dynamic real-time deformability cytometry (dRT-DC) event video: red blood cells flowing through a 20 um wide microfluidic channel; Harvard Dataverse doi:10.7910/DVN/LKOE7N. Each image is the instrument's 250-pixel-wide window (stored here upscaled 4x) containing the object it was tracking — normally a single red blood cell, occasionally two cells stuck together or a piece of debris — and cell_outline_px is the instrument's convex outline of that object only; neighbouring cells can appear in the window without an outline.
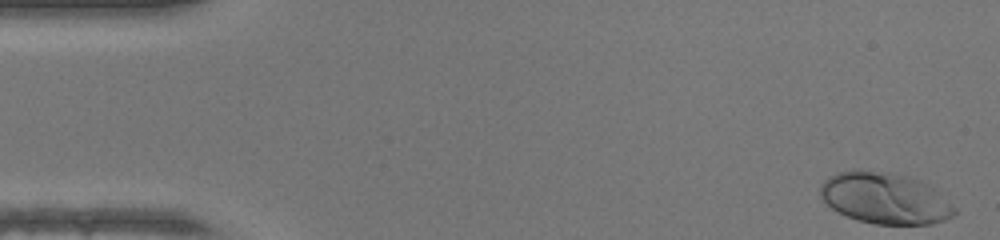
{"species": "human", "species_latin": "Homo sapiens", "temperature_condition": "warm", "stored_images_in_passage": 47, "camera_frame_rate_fps": 3000, "um_per_image_px": 0.085, "donor": {"sex": "female"}, "frame": {"image": 1, "passage_image": 1, "time_ms": 0.0, "image_size_px": [1000, 240], "cell_outline_px": [[956, 212], [952, 216], [944, 220], [932, 224], [876, 224], [860, 220], [836, 212], [820, 196], [820, 184], [828, 176], [852, 168], [856, 168], [888, 172], [908, 176], [920, 180], [928, 184], [956, 208]], "centroid_in_image_um": [75.19, 16.83], "position_along_channel_um": 9.8, "area_um2": 40.23}}
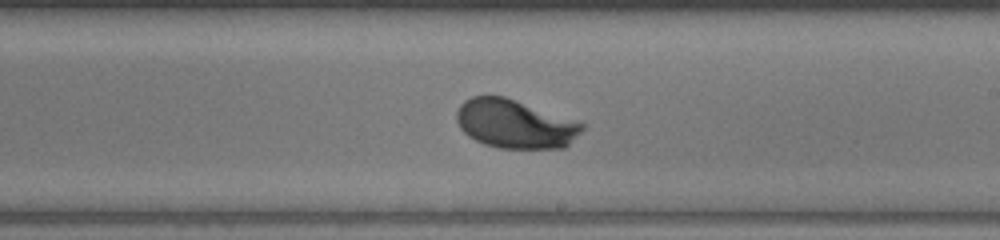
{"frame": {"image": 2, "passage_image": 27, "time_ms": 8.667, "image_size_px": [1000, 240], "cell_outline_px": [[584, 128], [564, 148], [500, 148], [484, 144], [468, 136], [460, 128], [456, 120], [456, 112], [460, 104], [464, 100], [472, 96], [504, 96], [584, 124]], "centroid_in_image_um": [43.71, 10.54], "position_along_channel_um": 245.3, "area_um2": 35.14}}
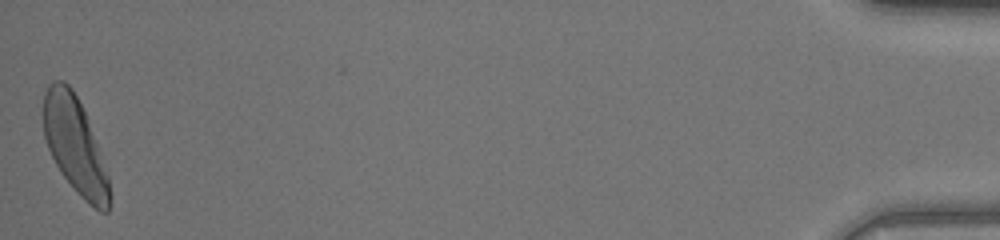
{"frame": {"image": 3, "passage_image": 47, "time_ms": 15.333, "image_size_px": [1000, 240], "cell_outline_px": [[112, 196], [108, 212], [100, 212], [88, 204], [80, 196], [60, 172], [48, 148], [44, 136], [44, 92], [48, 84], [52, 80], [64, 80], [72, 88], [84, 112], [108, 176]], "centroid_in_image_um": [6.36, 12.39], "position_along_channel_um": 428.8, "area_um2": 36.59}, "authors_computed_cell_mechanics": {"area_um2": 35.6626, "velocity_mm_per_s": 4.291, "shape_relaxation_time_tau1_ms": 1.6808, "shape_relaxation_time_tau2_ms": null, "deformation_change_tau1": 0.1535, "deformation_change_tau2": null}}